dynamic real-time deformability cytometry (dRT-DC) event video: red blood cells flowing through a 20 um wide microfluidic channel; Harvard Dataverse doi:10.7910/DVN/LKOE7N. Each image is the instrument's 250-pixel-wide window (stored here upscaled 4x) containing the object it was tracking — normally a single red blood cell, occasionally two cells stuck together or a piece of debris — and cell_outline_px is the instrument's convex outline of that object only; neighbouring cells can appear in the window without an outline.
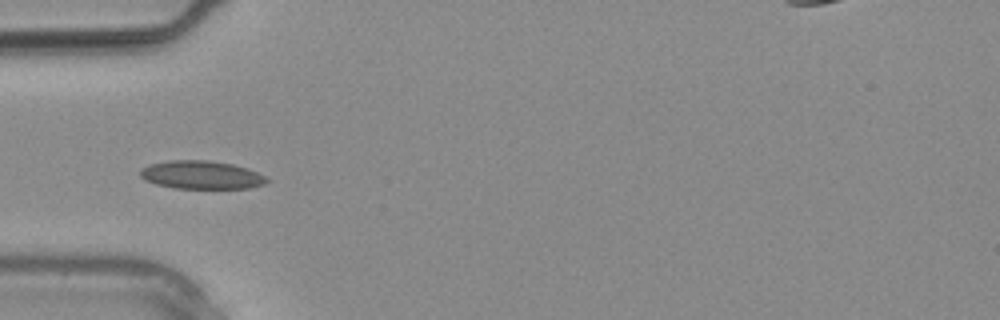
{"species": "common noctule bat (a hibernating species)", "species_latin": "Nyctalus noctula", "temperature_condition": "warm", "stored_images_in_passage": 3, "camera_frame_rate_fps": 3000, "um_per_image_px": 0.085, "animal": {"sex": "male", "body_mass_g": 20.4}, "frame": {"image": 1, "passage_image": 3, "time_ms": 0.667, "image_size_px": [1000, 320], "cell_outline_px": [[272, 180], [264, 184], [248, 188], [176, 188], [156, 184], [144, 180], [140, 176], [140, 168], [148, 164], [168, 160], [208, 160], [232, 164], [248, 168]], "centroid_in_image_um": [17.09, 14.86], "position_along_channel_um": 67.9, "area_um2": 20.92}}